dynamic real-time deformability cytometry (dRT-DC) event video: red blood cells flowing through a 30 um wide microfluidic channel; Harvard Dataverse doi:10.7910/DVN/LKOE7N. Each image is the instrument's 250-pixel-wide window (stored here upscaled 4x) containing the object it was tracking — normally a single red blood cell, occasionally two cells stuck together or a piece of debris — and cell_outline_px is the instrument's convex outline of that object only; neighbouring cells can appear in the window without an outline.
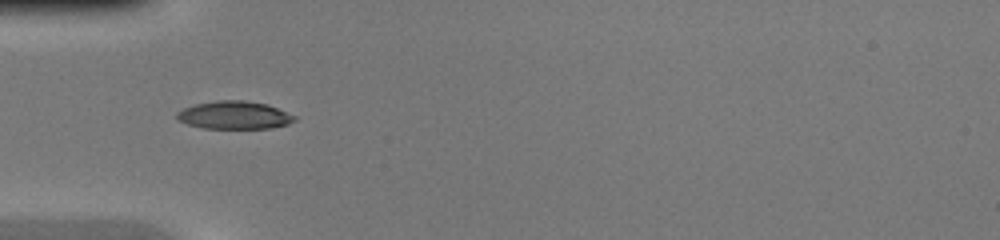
{"species": "common noctule bat (a hibernating species)", "species_latin": "Nyctalus noctula", "temperature_condition": "warm", "stored_images_in_passage": 46, "camera_frame_rate_fps": 3000, "um_per_image_px": 0.085, "animal": {"sex": "female", "body_mass_g": 20.0, "forearm_length_mm": 54.0}, "frame": {"image": 1, "passage_image": 15, "time_ms": 4.667, "image_size_px": [1000, 240], "cell_outline_px": [[296, 120], [288, 124], [272, 128], [204, 128], [188, 124], [176, 120], [176, 112], [184, 108], [196, 104], [216, 100], [244, 100], [268, 104], [296, 116]], "centroid_in_image_um": [19.92, 9.78], "position_along_channel_um": 65.1, "area_um2": 19.19}}
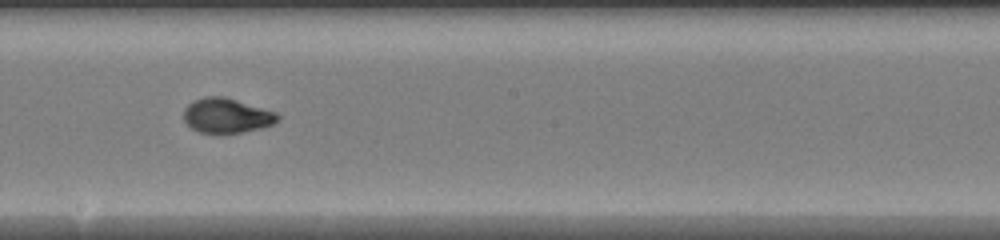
{"frame": {"image": 2, "passage_image": 26, "time_ms": 8.333, "image_size_px": [1000, 240], "cell_outline_px": [[280, 116], [272, 124], [260, 128], [240, 132], [200, 132], [192, 128], [184, 120], [184, 108], [188, 104], [204, 96], [224, 96], [276, 112]], "centroid_in_image_um": [19.25, 9.8], "position_along_channel_um": 229.0, "area_um2": 18.61}}
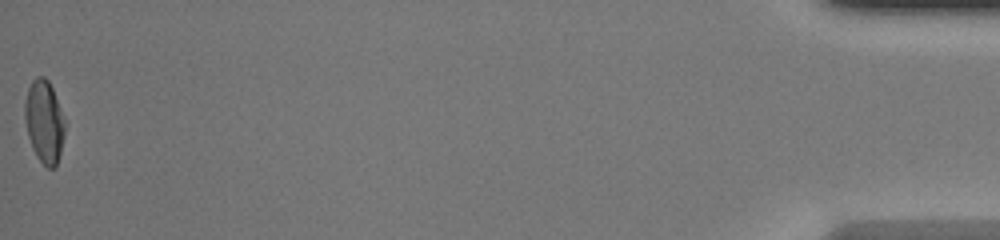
{"frame": {"image": 3, "passage_image": 46, "time_ms": 15.0, "image_size_px": [1000, 240], "cell_outline_px": [[64, 136], [56, 168], [48, 168], [36, 156], [32, 148], [28, 136], [24, 116], [24, 104], [28, 88], [32, 80], [36, 76], [44, 76], [48, 80], [52, 88], [64, 120]], "centroid_in_image_um": [3.74, 10.34], "position_along_channel_um": 431.5, "area_um2": 19.13}}